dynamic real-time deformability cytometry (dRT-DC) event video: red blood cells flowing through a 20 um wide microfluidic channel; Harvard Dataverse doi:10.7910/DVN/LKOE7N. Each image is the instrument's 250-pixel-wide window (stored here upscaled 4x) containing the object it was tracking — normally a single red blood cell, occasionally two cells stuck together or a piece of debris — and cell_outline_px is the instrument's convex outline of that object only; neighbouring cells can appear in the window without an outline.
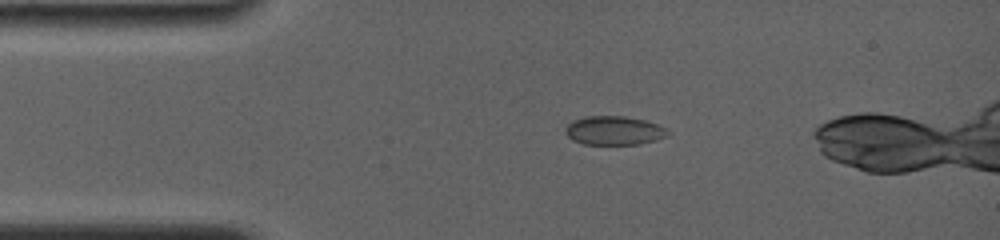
{"species": "common noctule bat (a hibernating species)", "species_latin": "Nyctalus noctula", "temperature_condition": "room temperature", "stored_images_in_passage": 33, "camera_frame_rate_fps": 4000, "um_per_image_px": 0.085, "animal": {"sex": "female", "body_mass_g": 19.0, "forearm_length_mm": 56.7}, "frame": {"image": 1, "passage_image": 1, "time_ms": 0.0, "image_size_px": [1000, 240], "cell_outline_px": [[668, 136], [656, 140], [640, 144], [584, 144], [572, 140], [564, 132], [564, 128], [572, 120], [584, 116], [624, 116], [644, 120], [656, 124], [664, 128], [668, 132]], "centroid_in_image_um": [52.15, 11.09], "position_along_channel_um": 32.9, "area_um2": 17.22}}
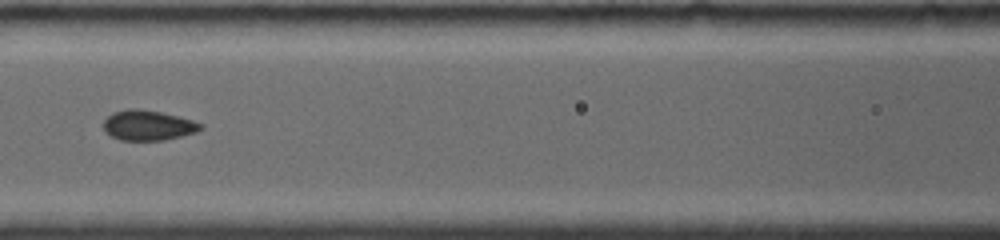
{"frame": {"image": 2, "passage_image": 12, "time_ms": 4.0, "image_size_px": [1000, 240], "cell_outline_px": [[204, 128], [196, 132], [164, 140], [120, 140], [112, 136], [104, 128], [104, 120], [112, 112], [128, 108], [140, 108], [160, 112], [192, 120], [204, 124]], "centroid_in_image_um": [12.6, 10.64], "position_along_channel_um": 154.0, "area_um2": 16.99}}
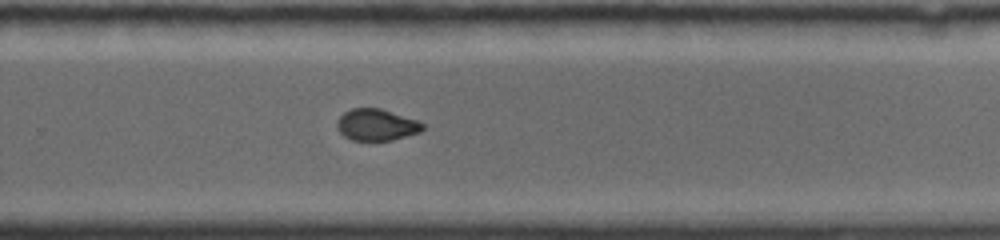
{"frame": {"image": 3, "passage_image": 22, "time_ms": 7.75, "image_size_px": [1000, 240], "cell_outline_px": [[424, 128], [420, 132], [392, 140], [352, 140], [344, 136], [336, 128], [336, 124], [340, 116], [344, 112], [352, 108], [380, 108], [416, 120], [424, 124]], "centroid_in_image_um": [31.98, 10.61], "position_along_channel_um": 297.8, "area_um2": 15.66}}